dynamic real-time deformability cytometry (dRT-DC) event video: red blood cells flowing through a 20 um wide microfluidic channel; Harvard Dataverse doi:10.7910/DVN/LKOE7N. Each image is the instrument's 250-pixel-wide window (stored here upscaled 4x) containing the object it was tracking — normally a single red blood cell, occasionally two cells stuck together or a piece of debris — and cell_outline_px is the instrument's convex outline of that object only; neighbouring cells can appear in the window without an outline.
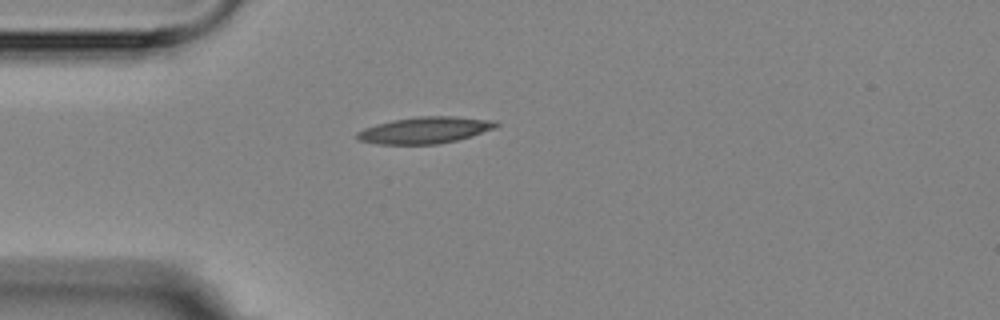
{"species": "Egyptian fruit bat (a non-hibernating species)", "species_latin": "Rousettus aegyptiacus", "temperature_condition": "room temperature", "stored_images_in_passage": 2, "camera_frame_rate_fps": 3000, "um_per_image_px": 0.085, "animal": {"sex": "female"}, "frame": {"image": 1, "passage_image": 1, "time_ms": 0.0, "image_size_px": [1000, 320], "cell_outline_px": [[500, 124], [496, 128], [472, 136], [440, 144], [380, 144], [360, 140], [356, 136], [356, 132], [364, 128], [376, 124], [392, 120], [416, 116], [456, 116], [496, 120]], "centroid_in_image_um": [36.17, 11.05], "position_along_channel_um": 48.8, "area_um2": 21.68}}